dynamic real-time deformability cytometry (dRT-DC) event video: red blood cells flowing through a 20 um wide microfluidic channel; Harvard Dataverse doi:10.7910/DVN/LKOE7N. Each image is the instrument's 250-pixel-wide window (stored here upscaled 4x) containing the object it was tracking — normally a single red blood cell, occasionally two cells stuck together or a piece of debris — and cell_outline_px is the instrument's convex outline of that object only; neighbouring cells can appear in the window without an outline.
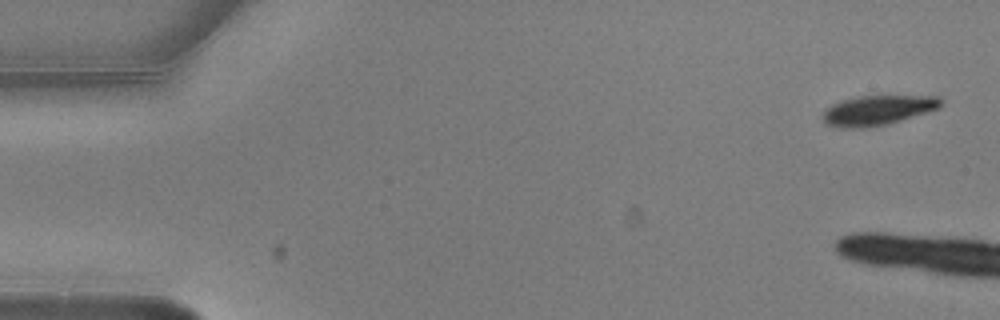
{"species": "common noctule bat (a hibernating species)", "species_latin": "Nyctalus noctula", "temperature_condition": "warm", "stored_images_in_passage": 5, "camera_frame_rate_fps": 3000, "um_per_image_px": 0.085, "animal": {"sex": "male", "body_mass_g": 20.5, "forearm_length_mm": 52.5}, "frame": {"image": 1, "passage_image": 1, "time_ms": 0.0, "image_size_px": [1000, 320], "cell_outline_px": [[940, 108], [900, 120], [884, 124], [864, 128], [840, 128], [824, 124], [824, 112], [832, 104], [844, 100], [860, 96], [940, 96]], "centroid_in_image_um": [74.59, 9.37], "position_along_channel_um": 10.4, "area_um2": 20.11}}